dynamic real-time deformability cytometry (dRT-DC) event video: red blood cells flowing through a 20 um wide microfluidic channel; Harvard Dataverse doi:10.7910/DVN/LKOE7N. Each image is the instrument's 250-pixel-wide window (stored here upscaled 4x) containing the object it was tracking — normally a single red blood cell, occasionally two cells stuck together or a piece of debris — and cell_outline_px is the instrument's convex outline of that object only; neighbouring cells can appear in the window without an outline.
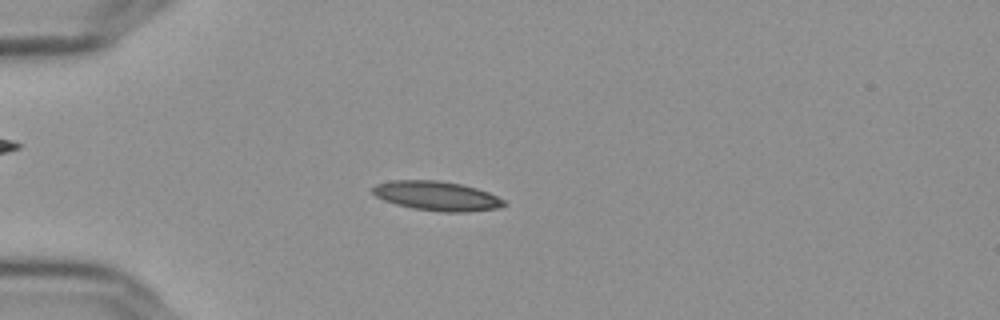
{"species": "Egyptian fruit bat (a non-hibernating species)", "species_latin": "Rousettus aegyptiacus", "temperature_condition": "cold", "stored_images_in_passage": 57, "camera_frame_rate_fps": 3000, "um_per_image_px": 0.085, "frame": {"image": 1, "passage_image": 16, "time_ms": 5.0, "image_size_px": [1000, 320], "cell_outline_px": [[508, 204], [496, 208], [468, 212], [440, 212], [412, 208], [396, 204], [384, 200], [376, 196], [372, 192], [372, 188], [376, 184], [392, 180], [436, 180], [464, 184], [488, 192], [504, 200]], "centroid_in_image_um": [37.13, 16.65], "position_along_channel_um": 47.9, "area_um2": 22.54}}
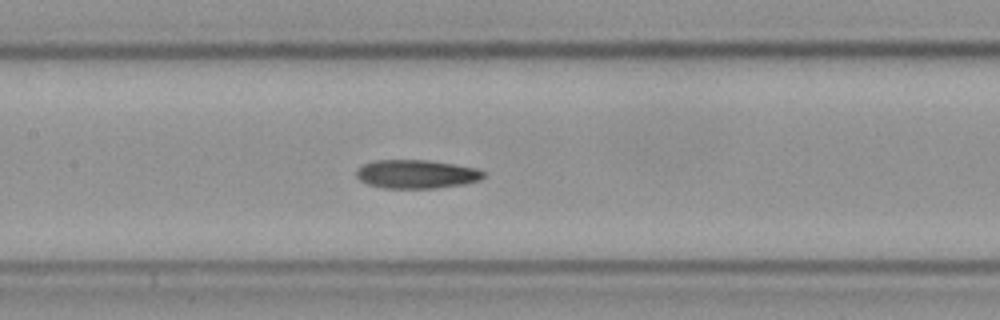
{"frame": {"image": 2, "passage_image": 28, "time_ms": 9.0, "image_size_px": [1000, 320], "cell_outline_px": [[484, 176], [480, 180], [464, 184], [436, 188], [384, 188], [368, 184], [360, 180], [356, 176], [356, 168], [372, 160], [428, 160], [476, 168], [484, 172]], "centroid_in_image_um": [35.37, 14.8], "position_along_channel_um": 172.0, "area_um2": 21.21}}
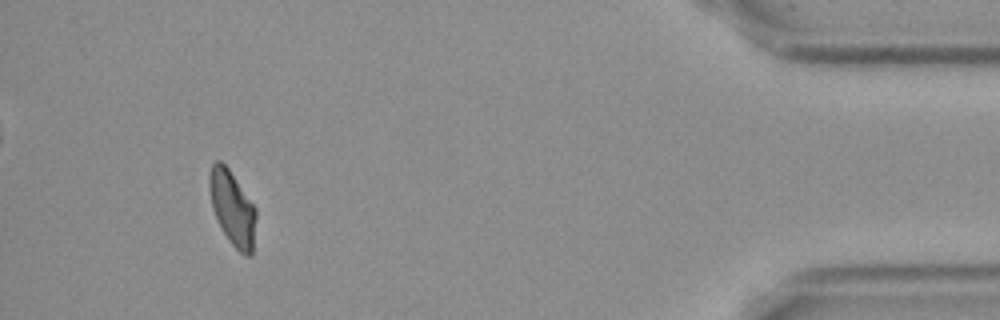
{"frame": {"image": 3, "passage_image": 53, "time_ms": 17.333, "image_size_px": [1000, 320], "cell_outline_px": [[256, 216], [252, 256], [244, 256], [228, 240], [212, 208], [208, 184], [208, 176], [212, 164], [216, 160], [220, 160], [228, 168], [256, 208]], "centroid_in_image_um": [19.75, 17.68], "position_along_channel_um": 415.5, "area_um2": 20.11}, "authors_computed_cell_mechanics": {"area_um2": 20.7502, "velocity_mm_per_s": 3.6279, "shape_relaxation_time_tau1_ms": null, "shape_relaxation_time_tau2_ms": 5.4139, "deformation_change_tau1": null, "deformation_change_tau2": 0.1298}}